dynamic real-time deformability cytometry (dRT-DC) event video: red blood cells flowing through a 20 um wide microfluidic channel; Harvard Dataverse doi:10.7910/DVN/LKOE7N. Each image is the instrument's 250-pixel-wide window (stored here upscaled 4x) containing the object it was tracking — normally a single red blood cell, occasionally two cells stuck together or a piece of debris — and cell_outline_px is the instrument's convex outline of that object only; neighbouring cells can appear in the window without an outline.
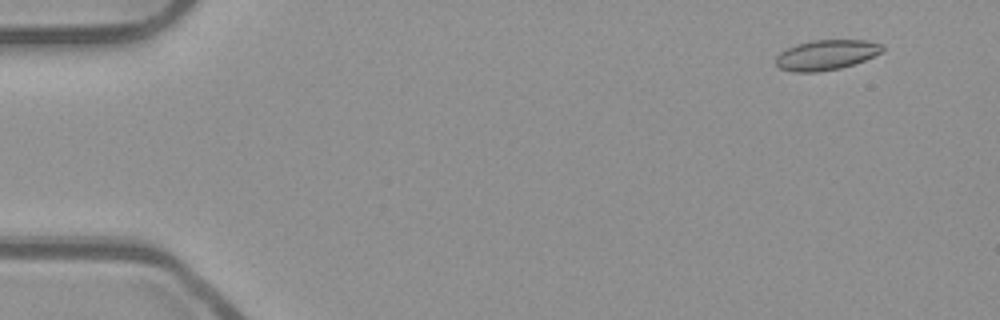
{"species": "common noctule bat (a hibernating species)", "species_latin": "Nyctalus noctula", "temperature_condition": "room temperature", "stored_images_in_passage": 9, "camera_frame_rate_fps": 3000, "um_per_image_px": 0.085, "animal": {"sex": "male", "body_mass_g": 23.1, "forearm_length_mm": 52.7}, "frame": {"image": 1, "passage_image": 5, "time_ms": 1.333, "image_size_px": [1000, 320], "cell_outline_px": [[884, 48], [880, 52], [864, 60], [840, 68], [816, 72], [792, 72], [780, 68], [776, 64], [776, 56], [780, 52], [796, 44], [812, 40], [864, 40], [884, 44]], "centroid_in_image_um": [70.21, 4.66], "position_along_channel_um": 14.8, "area_um2": 18.55}}